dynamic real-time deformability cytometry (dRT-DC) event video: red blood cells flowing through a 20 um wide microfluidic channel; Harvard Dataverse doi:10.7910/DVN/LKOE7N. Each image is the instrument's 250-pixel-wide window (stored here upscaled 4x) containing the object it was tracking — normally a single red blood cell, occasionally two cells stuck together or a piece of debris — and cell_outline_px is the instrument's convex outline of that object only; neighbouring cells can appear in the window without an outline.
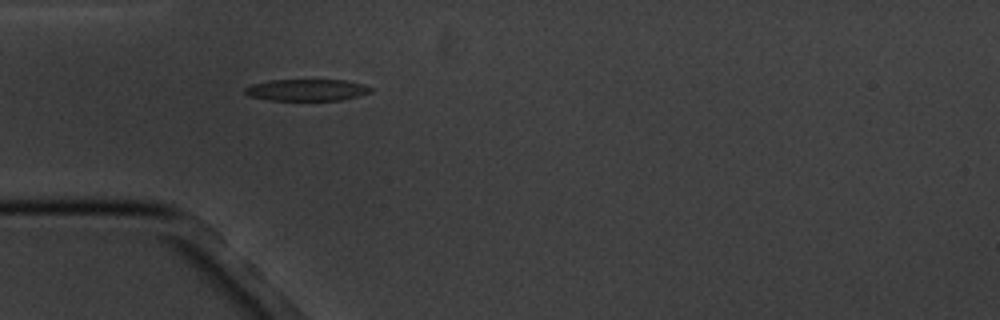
{"species": "common noctule bat (a hibernating species)", "species_latin": "Nyctalus noctula", "temperature_condition": "cold", "stored_images_in_passage": 1, "camera_frame_rate_fps": 3000, "um_per_image_px": 0.085, "animal": {"sex": "male", "body_mass_g": 20.1, "forearm_length_mm": 53.5}, "frame": {"image": 1, "passage_image": 1, "time_ms": 0.0, "image_size_px": [1000, 320], "cell_outline_px": [[372, 92], [360, 96], [344, 100], [268, 100], [248, 96], [244, 92], [244, 88], [252, 84], [272, 80], [344, 80], [364, 84], [372, 88]], "centroid_in_image_um": [26.1, 7.65], "position_along_channel_um": 58.9, "area_um2": 16.01}}